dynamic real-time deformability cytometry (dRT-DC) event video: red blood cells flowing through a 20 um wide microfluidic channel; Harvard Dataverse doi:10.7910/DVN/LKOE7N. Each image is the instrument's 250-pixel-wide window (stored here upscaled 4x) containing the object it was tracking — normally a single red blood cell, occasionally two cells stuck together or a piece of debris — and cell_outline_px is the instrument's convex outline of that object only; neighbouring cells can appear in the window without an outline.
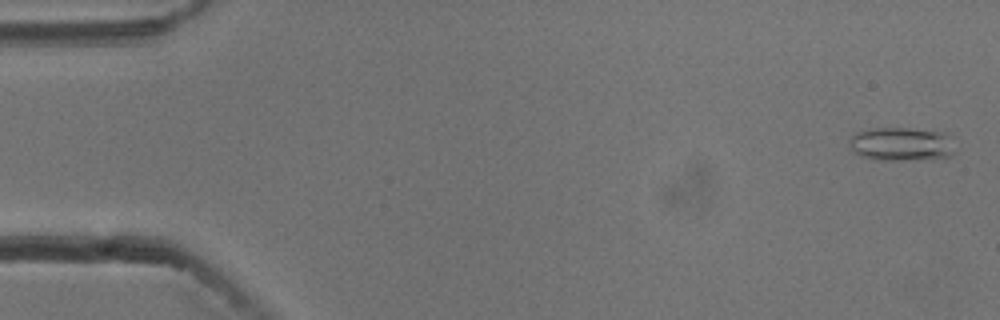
{"species": "common noctule bat (a hibernating species)", "species_latin": "Nyctalus noctula", "temperature_condition": "cold", "stored_images_in_passage": 55, "camera_frame_rate_fps": 3000, "um_per_image_px": 0.085, "animal": {"sex": "male", "body_mass_g": 13.3}, "frame": {"image": 1, "passage_image": 2, "time_ms": 0.333, "image_size_px": [1000, 320], "cell_outline_px": [[952, 156], [904, 160], [880, 160], [860, 156], [852, 152], [848, 140], [856, 132], [876, 128], [908, 128], [948, 132], [952, 152]], "centroid_in_image_um": [76.55, 12.24], "position_along_channel_um": 8.4, "area_um2": 20.58}}
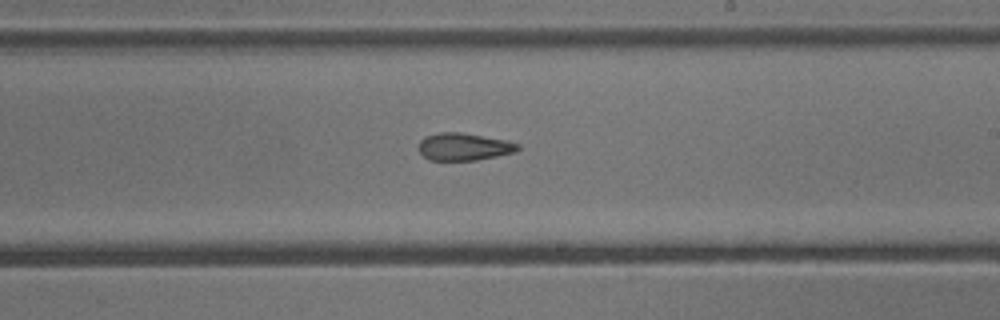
{"frame": {"image": 2, "passage_image": 32, "time_ms": 10.333, "image_size_px": [1000, 320], "cell_outline_px": [[520, 148], [516, 152], [476, 160], [428, 160], [416, 148], [420, 140], [424, 136], [440, 132], [460, 132], [508, 140], [520, 144]], "centroid_in_image_um": [39.42, 12.46], "position_along_channel_um": 249.6, "area_um2": 16.07}}
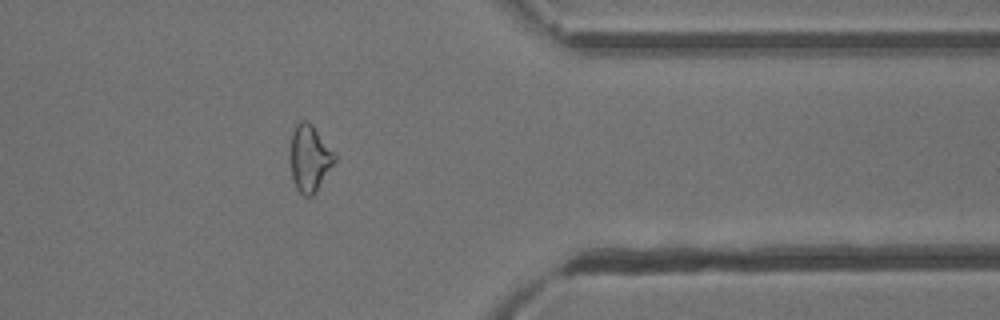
{"frame": {"image": 3, "passage_image": 44, "time_ms": 14.333, "image_size_px": [1000, 320], "cell_outline_px": [[336, 160], [316, 192], [312, 196], [304, 196], [296, 188], [292, 176], [288, 156], [292, 132], [296, 124], [300, 120], [308, 120], [312, 124], [336, 152]], "centroid_in_image_um": [26.3, 13.42], "position_along_channel_um": 385.1, "area_um2": 17.74}, "authors_computed_cell_mechanics": {"area_um2": 17.5712, "velocity_mm_per_s": 3.781, "shape_relaxation_time_tau1_ms": null, "shape_relaxation_time_tau2_ms": 4.4625, "deformation_change_tau1": null, "deformation_change_tau2": 0.1386}}